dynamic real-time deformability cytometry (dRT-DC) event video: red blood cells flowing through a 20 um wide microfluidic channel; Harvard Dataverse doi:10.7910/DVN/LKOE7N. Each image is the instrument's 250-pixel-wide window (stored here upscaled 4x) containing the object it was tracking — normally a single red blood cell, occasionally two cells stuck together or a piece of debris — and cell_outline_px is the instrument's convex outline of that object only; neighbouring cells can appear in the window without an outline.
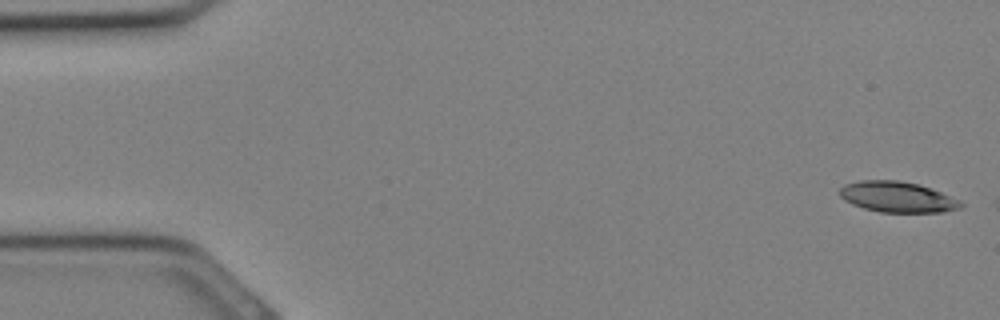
{"species": "Egyptian fruit bat (a non-hibernating species)", "species_latin": "Rousettus aegyptiacus", "temperature_condition": "cold", "stored_images_in_passage": 6, "camera_frame_rate_fps": 3000, "um_per_image_px": 0.085, "animal": {"sex": "female"}, "frame": {"image": 1, "passage_image": 1, "time_ms": 0.0, "image_size_px": [1000, 320], "cell_outline_px": [[964, 204], [960, 208], [940, 212], [880, 212], [864, 208], [852, 204], [844, 200], [840, 196], [840, 188], [844, 184], [860, 180], [900, 180], [916, 184], [940, 192], [960, 200]], "centroid_in_image_um": [76.24, 16.74], "position_along_channel_um": 8.8, "area_um2": 21.5}}